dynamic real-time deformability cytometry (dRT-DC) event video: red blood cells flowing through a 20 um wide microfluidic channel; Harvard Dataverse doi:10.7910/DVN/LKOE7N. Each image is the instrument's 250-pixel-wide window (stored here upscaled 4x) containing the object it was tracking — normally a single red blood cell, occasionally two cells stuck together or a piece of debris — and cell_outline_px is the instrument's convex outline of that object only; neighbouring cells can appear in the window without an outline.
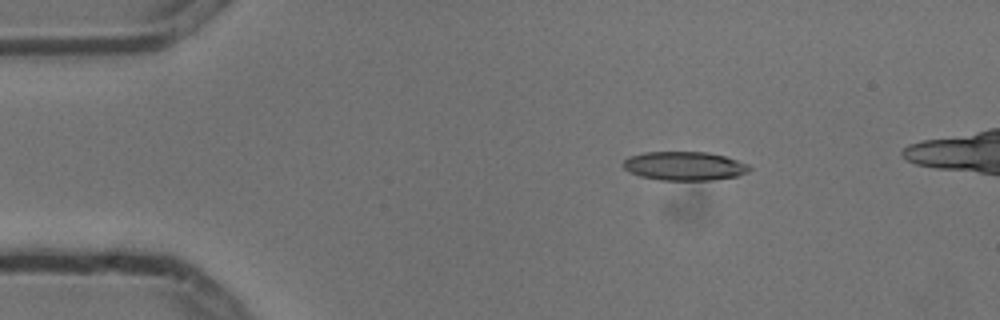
{"species": "common noctule bat (a hibernating species)", "species_latin": "Nyctalus noctula", "temperature_condition": "cold", "stored_images_in_passage": 5, "camera_frame_rate_fps": 3000, "um_per_image_px": 0.085, "animal": {"sex": "male", "body_mass_g": 13.3}, "frame": {"image": 1, "passage_image": 2, "time_ms": 0.333, "image_size_px": [1000, 320], "cell_outline_px": [[752, 168], [748, 172], [736, 176], [712, 180], [660, 180], [640, 176], [624, 168], [620, 164], [628, 156], [644, 152], [708, 152], [724, 156], [748, 164]], "centroid_in_image_um": [58.16, 14.1], "position_along_channel_um": 26.8, "area_um2": 21.21}}